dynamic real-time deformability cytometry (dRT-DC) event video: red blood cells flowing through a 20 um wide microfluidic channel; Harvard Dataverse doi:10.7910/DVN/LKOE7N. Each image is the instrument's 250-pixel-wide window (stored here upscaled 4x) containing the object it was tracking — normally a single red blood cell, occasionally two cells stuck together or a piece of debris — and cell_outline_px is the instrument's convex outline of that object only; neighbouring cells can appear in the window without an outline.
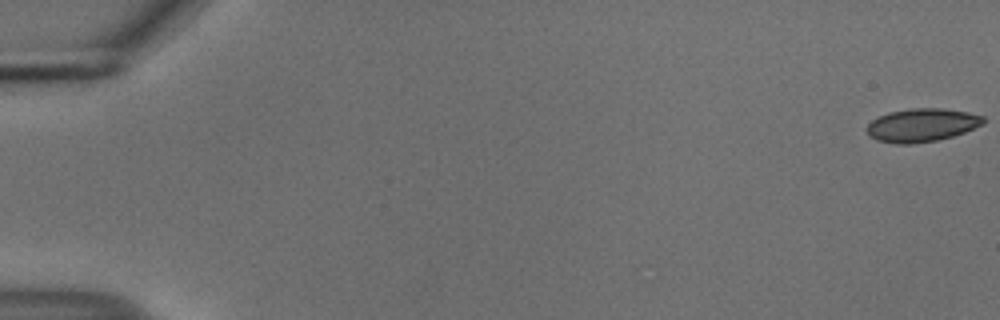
{"species": "common noctule bat (a hibernating species)", "species_latin": "Nyctalus noctula", "temperature_condition": "cold", "stored_images_in_passage": 55, "camera_frame_rate_fps": 3000, "um_per_image_px": 0.085, "animal": {"sex": "male", "body_mass_g": 18.8}, "frame": {"image": 1, "passage_image": 1, "time_ms": 0.0, "image_size_px": [1000, 320], "cell_outline_px": [[984, 124], [964, 132], [952, 136], [936, 140], [912, 144], [896, 144], [876, 140], [868, 136], [868, 124], [872, 120], [888, 112], [912, 108], [944, 108], [968, 112], [984, 116]], "centroid_in_image_um": [78.36, 10.63], "position_along_channel_um": 6.6, "area_um2": 22.6}}
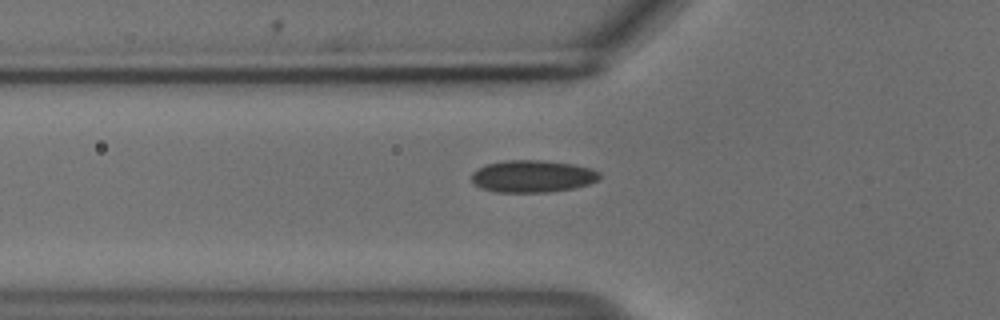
{"frame": {"image": 2, "passage_image": 20, "time_ms": 6.333, "image_size_px": [1000, 320], "cell_outline_px": [[600, 176], [596, 180], [588, 184], [572, 188], [548, 192], [496, 192], [480, 188], [472, 180], [472, 172], [488, 164], [504, 160], [544, 160], [572, 164], [592, 168], [600, 172]], "centroid_in_image_um": [45.27, 14.98], "position_along_channel_um": 80.5, "area_um2": 23.87}}
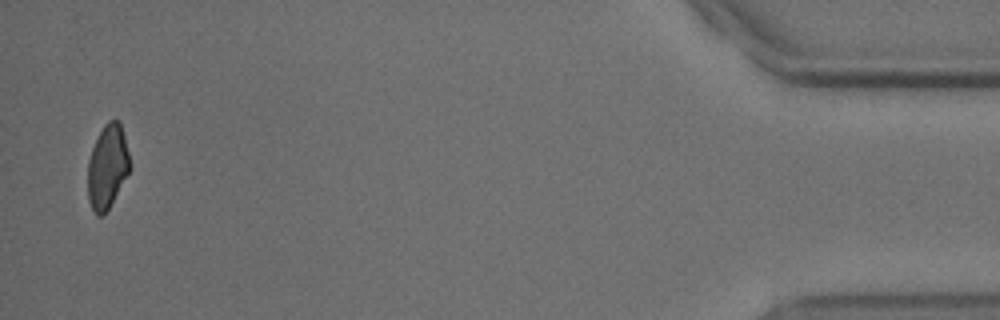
{"frame": {"image": 3, "passage_image": 54, "time_ms": 17.667, "image_size_px": [1000, 320], "cell_outline_px": [[132, 168], [108, 208], [100, 216], [96, 216], [88, 200], [88, 160], [92, 148], [104, 124], [108, 120], [120, 120]], "centroid_in_image_um": [9.14, 14.15], "position_along_channel_um": 426.1, "area_um2": 20.46}, "authors_computed_cell_mechanics": {"area_um2": 22.9466, "velocity_mm_per_s": 3.7322, "shape_relaxation_time_tau1_ms": 3.7127, "shape_relaxation_time_tau2_ms": 4.1118, "deformation_change_tau1": 0.0746, "deformation_change_tau2": 0.0772}}